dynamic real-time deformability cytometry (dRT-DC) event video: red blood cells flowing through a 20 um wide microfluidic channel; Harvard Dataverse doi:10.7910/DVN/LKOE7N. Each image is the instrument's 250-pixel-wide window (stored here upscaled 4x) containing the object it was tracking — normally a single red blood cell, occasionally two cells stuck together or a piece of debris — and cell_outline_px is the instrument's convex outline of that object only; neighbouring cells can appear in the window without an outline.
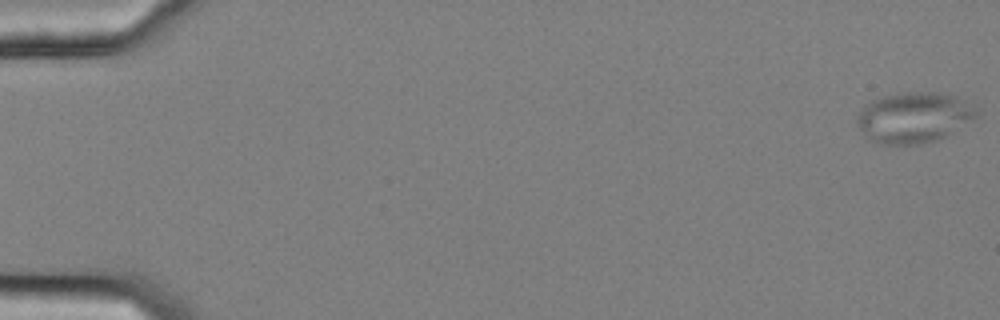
{"species": "common noctule bat (a hibernating species)", "species_latin": "Nyctalus noctula", "temperature_condition": "cold", "stored_images_in_passage": 43, "camera_frame_rate_fps": 3000, "um_per_image_px": 0.085, "animal": {"sex": "female", "body_mass_g": 25.1}, "frame": {"image": 1, "passage_image": 1, "time_ms": 0.0, "image_size_px": [1000, 320], "cell_outline_px": [[980, 116], [944, 136], [936, 140], [920, 144], [880, 144], [864, 136], [856, 124], [856, 116], [872, 100], [884, 96], [908, 92], [948, 92], [972, 104]], "centroid_in_image_um": [77.7, 9.98], "position_along_channel_um": 7.3, "area_um2": 35.26}}
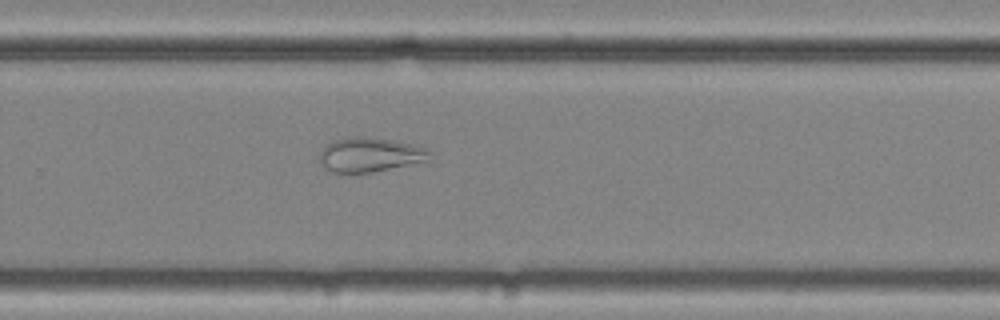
{"frame": {"image": 2, "passage_image": 39, "time_ms": 12.667, "image_size_px": [1000, 320], "cell_outline_px": [[432, 152], [428, 164], [372, 172], [332, 172], [324, 168], [320, 160], [320, 152], [332, 140], [352, 136], [364, 136], [392, 140], [412, 144], [424, 148]], "centroid_in_image_um": [31.56, 13.17], "position_along_channel_um": 298.2, "area_um2": 22.66}}
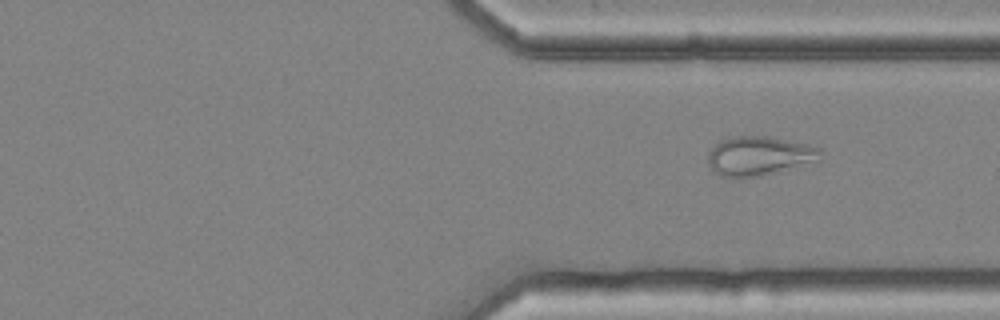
{"frame": {"image": 3, "passage_image": 43, "time_ms": 14.0, "image_size_px": [1000, 320], "cell_outline_px": [[820, 152], [812, 160], [780, 172], [764, 176], [740, 180], [732, 180], [720, 176], [708, 164], [708, 152], [720, 140], [732, 136], [768, 136], [804, 144], [820, 148]], "centroid_in_image_um": [64.38, 13.29], "position_along_channel_um": 347.0, "area_um2": 25.66}}